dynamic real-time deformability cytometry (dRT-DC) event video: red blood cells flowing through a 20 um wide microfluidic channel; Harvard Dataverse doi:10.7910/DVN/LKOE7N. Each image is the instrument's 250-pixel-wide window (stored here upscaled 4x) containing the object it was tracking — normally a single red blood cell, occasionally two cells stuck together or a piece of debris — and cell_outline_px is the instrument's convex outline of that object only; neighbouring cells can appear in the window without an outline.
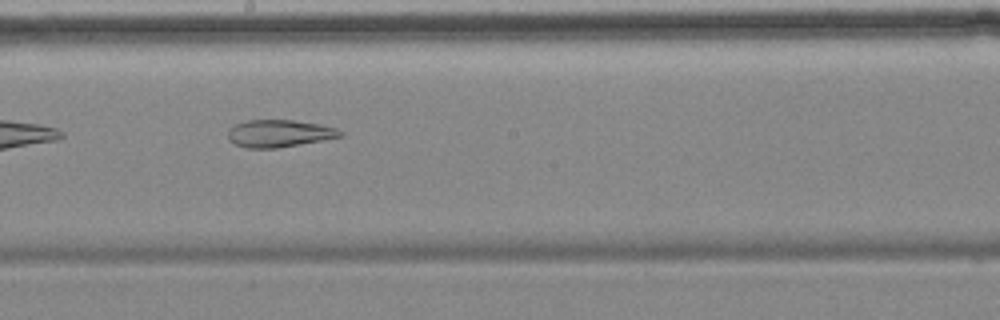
{"species": "common noctule bat (a hibernating species)", "species_latin": "Nyctalus noctula", "temperature_condition": "cold", "stored_images_in_passage": 8, "camera_frame_rate_fps": 3000, "um_per_image_px": 0.085, "animal": {"sex": "female", "body_mass_g": 18.4}, "frame": {"image": 1, "passage_image": 6, "time_ms": 5.667, "image_size_px": [1000, 320], "cell_outline_px": [[344, 136], [324, 140], [276, 148], [248, 148], [236, 144], [228, 140], [228, 128], [236, 124], [248, 120], [292, 120], [320, 124], [336, 128], [344, 132]], "centroid_in_image_um": [23.75, 11.34], "position_along_channel_um": 224.5, "area_um2": 17.92}}